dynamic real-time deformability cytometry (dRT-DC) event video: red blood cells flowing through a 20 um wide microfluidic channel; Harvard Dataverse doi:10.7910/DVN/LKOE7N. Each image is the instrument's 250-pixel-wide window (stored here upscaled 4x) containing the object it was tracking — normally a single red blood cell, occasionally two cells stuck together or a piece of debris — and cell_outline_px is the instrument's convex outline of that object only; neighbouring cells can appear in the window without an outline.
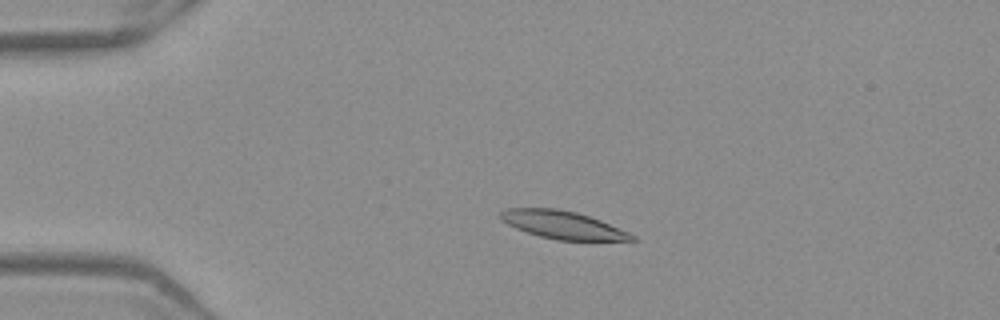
{"species": "Egyptian fruit bat (a non-hibernating species)", "species_latin": "Rousettus aegyptiacus", "temperature_condition": "warm", "stored_images_in_passage": 52, "camera_frame_rate_fps": 3000, "um_per_image_px": 0.085, "frame": {"image": 1, "passage_image": 12, "time_ms": 3.667, "image_size_px": [1000, 320], "cell_outline_px": [[636, 240], [556, 240], [540, 236], [516, 228], [500, 220], [500, 212], [504, 208], [556, 208], [576, 212], [600, 220], [628, 232], [636, 236]], "centroid_in_image_um": [47.79, 19.1], "position_along_channel_um": 37.2, "area_um2": 21.1}}
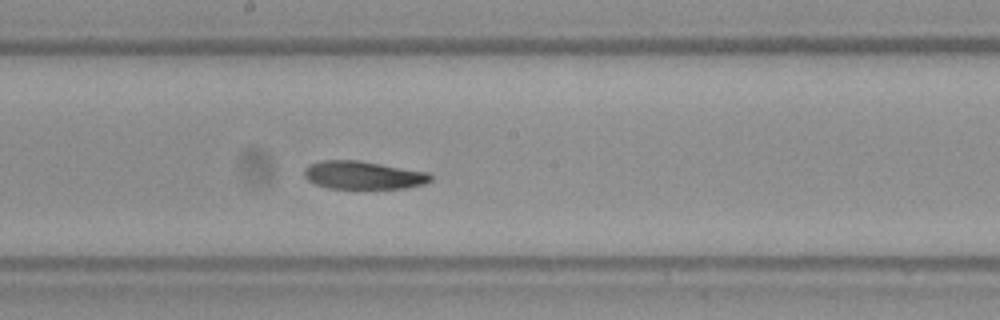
{"frame": {"image": 2, "passage_image": 29, "time_ms": 9.333, "image_size_px": [1000, 320], "cell_outline_px": [[432, 180], [424, 184], [408, 188], [328, 188], [316, 184], [308, 180], [304, 176], [304, 168], [312, 164], [324, 160], [360, 160], [428, 172], [432, 176]], "centroid_in_image_um": [30.9, 14.88], "position_along_channel_um": 217.3, "area_um2": 20.63}}
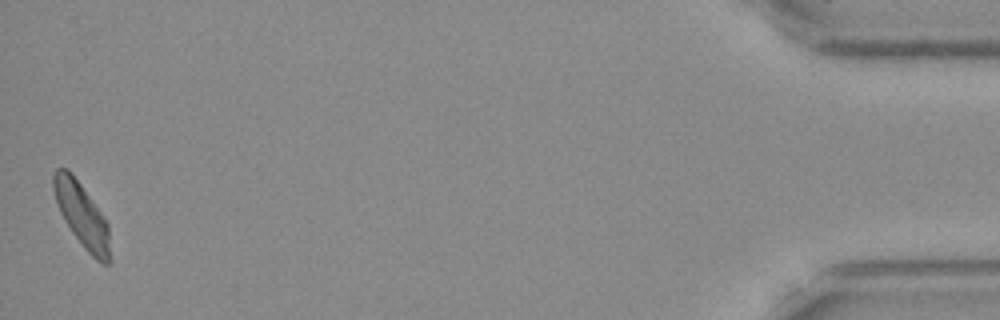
{"frame": {"image": 3, "passage_image": 52, "time_ms": 17.0, "image_size_px": [1000, 320], "cell_outline_px": [[112, 260], [108, 264], [104, 264], [96, 260], [84, 248], [72, 232], [64, 220], [60, 212], [52, 188], [52, 172], [56, 168], [68, 168], [72, 172], [100, 212], [108, 224]], "centroid_in_image_um": [6.95, 18.29], "position_along_channel_um": 428.2, "area_um2": 21.21}, "authors_computed_cell_mechanics": {"area_um2": 21.5594, "velocity_mm_per_s": 3.9108, "shape_relaxation_time_tau1_ms": 8.7838, "shape_relaxation_time_tau2_ms": 7.9386, "deformation_change_tau1": 0.1791, "deformation_change_tau2": 0.1274}}